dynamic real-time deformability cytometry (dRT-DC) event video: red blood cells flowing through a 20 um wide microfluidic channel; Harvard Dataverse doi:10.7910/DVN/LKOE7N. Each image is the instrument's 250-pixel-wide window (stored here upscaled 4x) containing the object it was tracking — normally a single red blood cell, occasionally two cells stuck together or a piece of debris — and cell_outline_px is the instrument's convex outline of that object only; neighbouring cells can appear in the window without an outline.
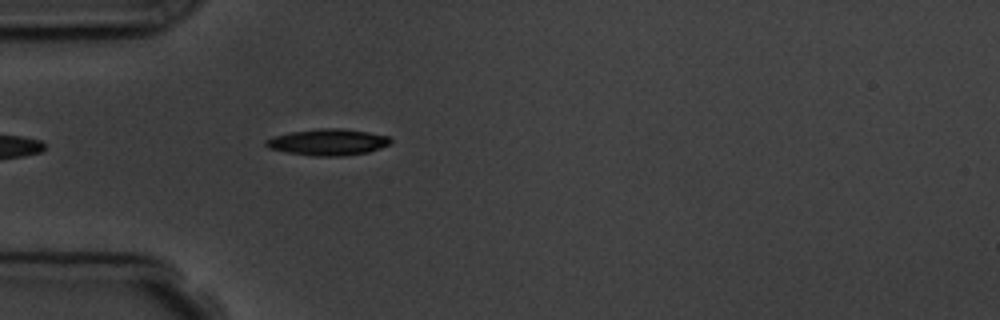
{"species": "common noctule bat (a hibernating species)", "species_latin": "Nyctalus noctula", "temperature_condition": "room temperature", "stored_images_in_passage": 4, "camera_frame_rate_fps": 3000, "um_per_image_px": 0.085, "animal": {"sex": "male", "body_mass_g": 19.5, "forearm_length_mm": 54.6}, "frame": {"image": 1, "passage_image": 4, "time_ms": 4.333, "image_size_px": [1000, 320], "cell_outline_px": [[392, 140], [388, 144], [380, 148], [368, 152], [344, 156], [312, 156], [288, 152], [268, 148], [264, 144], [264, 140], [276, 136], [292, 132], [320, 128], [340, 128], [368, 132], [388, 136]], "centroid_in_image_um": [27.87, 12.08], "position_along_channel_um": 57.1, "area_um2": 19.02}}